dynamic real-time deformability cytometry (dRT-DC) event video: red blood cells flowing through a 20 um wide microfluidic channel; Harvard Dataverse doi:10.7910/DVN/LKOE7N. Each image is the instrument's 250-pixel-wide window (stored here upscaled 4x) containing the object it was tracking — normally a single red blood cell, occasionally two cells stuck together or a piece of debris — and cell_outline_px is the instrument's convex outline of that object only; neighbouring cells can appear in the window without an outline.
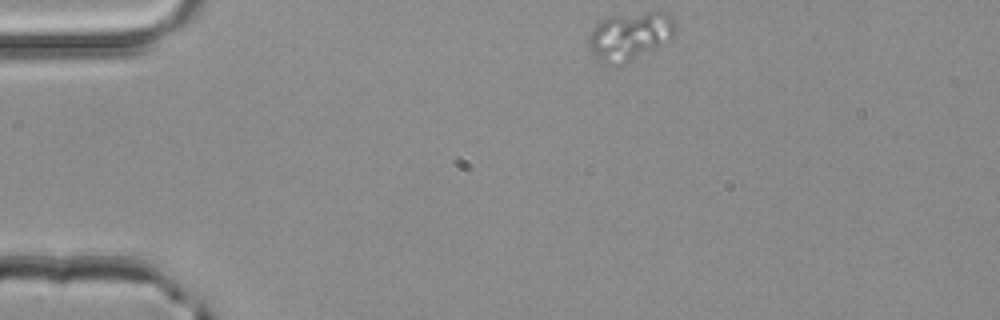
{"species": "common noctule bat (a hibernating species)", "species_latin": "Nyctalus noctula", "temperature_condition": "room temperature", "stored_images_in_passage": 1, "camera_frame_rate_fps": 3000, "um_per_image_px": 0.085, "animal": {"sex": "male", "body_mass_g": 20.4}, "frame": {"image": 1, "passage_image": 1, "time_ms": 0.0, "image_size_px": [1000, 320], "cell_outline_px": [[676, 32], [672, 40], [624, 64], [604, 64], [596, 60], [592, 56], [588, 44], [588, 36], [592, 28], [596, 24], [608, 16], [648, 12], [668, 12], [676, 20]], "centroid_in_image_um": [53.55, 3.07], "position_along_channel_um": 31.4, "area_um2": 24.91}}